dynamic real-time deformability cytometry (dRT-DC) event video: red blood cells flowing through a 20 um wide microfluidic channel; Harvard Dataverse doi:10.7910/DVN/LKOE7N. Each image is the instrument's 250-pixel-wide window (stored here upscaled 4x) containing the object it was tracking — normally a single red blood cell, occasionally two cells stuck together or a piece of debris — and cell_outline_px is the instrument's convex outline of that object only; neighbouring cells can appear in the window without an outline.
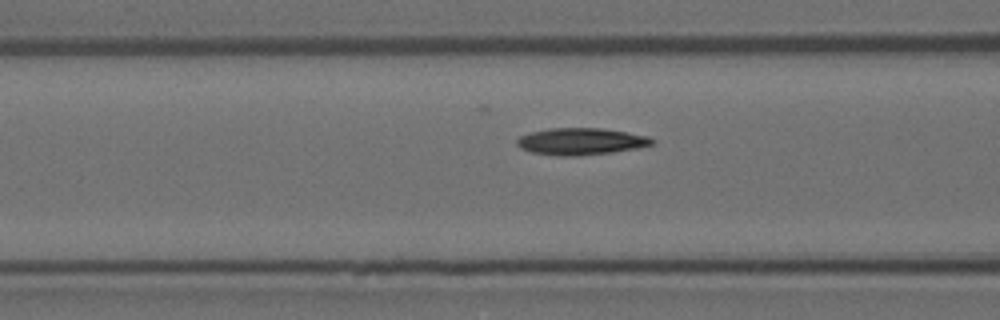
{"species": "Egyptian fruit bat (a non-hibernating species)", "species_latin": "Rousettus aegyptiacus", "temperature_condition": "room temperature", "stored_images_in_passage": 8, "camera_frame_rate_fps": 3000, "um_per_image_px": 0.085, "animal": {"sex": "female"}, "frame": {"image": 1, "passage_image": 7, "time_ms": 2.0, "image_size_px": [1000, 320], "cell_outline_px": [[656, 140], [652, 144], [636, 148], [612, 152], [576, 156], [560, 156], [532, 152], [520, 148], [516, 144], [516, 140], [520, 136], [532, 132], [552, 128], [600, 128], [648, 136]], "centroid_in_image_um": [49.36, 12.02], "position_along_channel_um": 117.2, "area_um2": 20.92}}
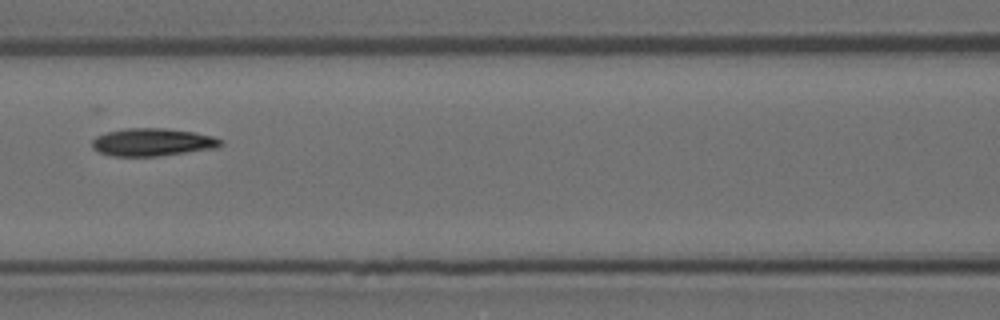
{"frame": {"image": 2, "passage_image": 8, "time_ms": 2.333, "image_size_px": [1000, 320], "cell_outline_px": [[224, 144], [216, 148], [156, 156], [112, 156], [100, 152], [92, 148], [92, 140], [96, 136], [108, 132], [124, 128], [164, 128], [196, 132], [212, 136], [220, 140]], "centroid_in_image_um": [12.95, 12.08], "position_along_channel_um": 153.7, "area_um2": 20.69}}